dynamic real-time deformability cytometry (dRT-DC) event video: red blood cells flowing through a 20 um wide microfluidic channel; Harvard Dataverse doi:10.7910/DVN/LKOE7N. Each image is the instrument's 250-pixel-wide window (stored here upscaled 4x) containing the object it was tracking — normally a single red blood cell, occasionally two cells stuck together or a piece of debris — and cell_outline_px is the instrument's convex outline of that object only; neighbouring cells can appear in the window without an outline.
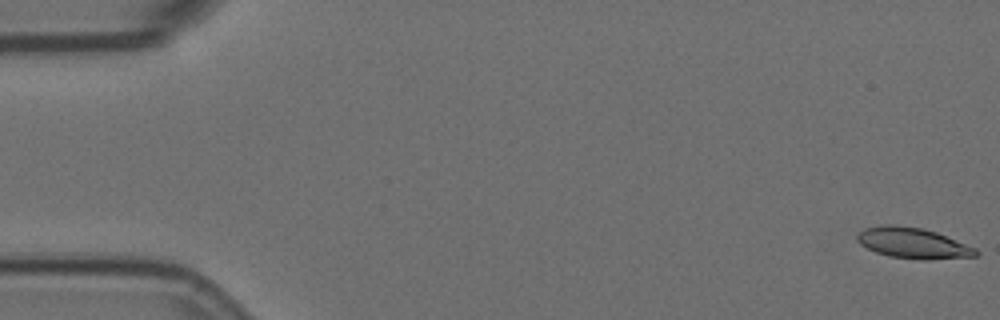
{"species": "Egyptian fruit bat (a non-hibernating species)", "species_latin": "Rousettus aegyptiacus", "temperature_condition": "room temperature", "stored_images_in_passage": 5, "camera_frame_rate_fps": 3000, "um_per_image_px": 0.085, "animal": {"sex": "female"}, "frame": {"image": 1, "passage_image": 1, "time_ms": 0.0, "image_size_px": [1000, 320], "cell_outline_px": [[980, 252], [976, 256], [928, 260], [920, 260], [888, 256], [876, 252], [860, 244], [856, 240], [856, 236], [864, 228], [888, 224], [892, 224], [924, 228], [936, 232], [976, 248]], "centroid_in_image_um": [77.6, 20.67], "position_along_channel_um": 7.4, "area_um2": 21.33}}
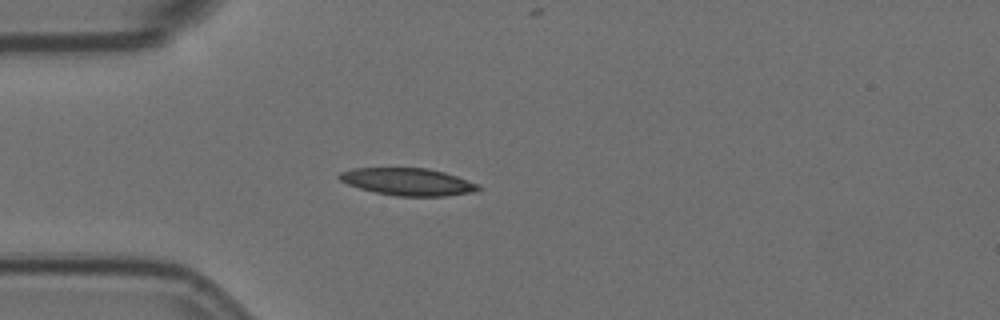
{"frame": {"image": 2, "passage_image": 5, "time_ms": 1.333, "image_size_px": [1000, 320], "cell_outline_px": [[484, 188], [480, 192], [448, 196], [396, 196], [376, 192], [360, 188], [348, 184], [340, 180], [336, 176], [340, 172], [352, 168], [428, 168], [444, 172], [480, 184]], "centroid_in_image_um": [34.75, 15.46], "position_along_channel_um": 50.3, "area_um2": 22.43}}